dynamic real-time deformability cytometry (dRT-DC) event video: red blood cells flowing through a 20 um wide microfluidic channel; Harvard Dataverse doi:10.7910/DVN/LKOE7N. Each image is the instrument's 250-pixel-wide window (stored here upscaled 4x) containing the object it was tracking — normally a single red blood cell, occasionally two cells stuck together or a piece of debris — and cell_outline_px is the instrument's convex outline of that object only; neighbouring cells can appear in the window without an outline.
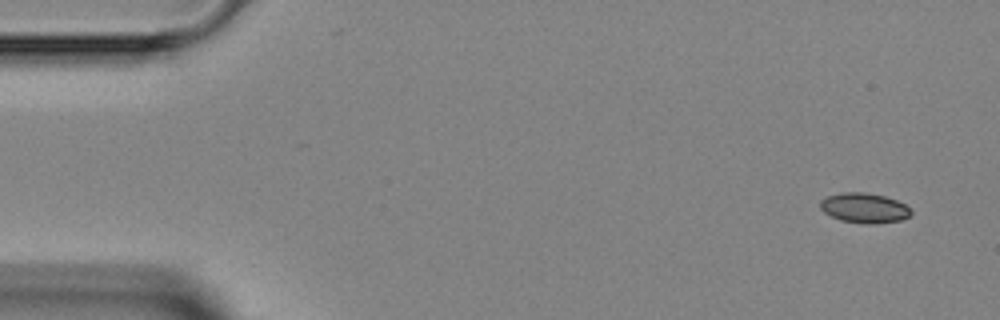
{"species": "Egyptian fruit bat (a non-hibernating species)", "species_latin": "Rousettus aegyptiacus", "temperature_condition": "room temperature", "stored_images_in_passage": 23, "camera_frame_rate_fps": 3000, "um_per_image_px": 0.085, "animal": {"sex": "female"}, "frame": {"image": 1, "passage_image": 1, "time_ms": 0.0, "image_size_px": [1000, 320], "cell_outline_px": [[912, 216], [900, 220], [876, 224], [868, 224], [840, 220], [824, 212], [820, 208], [820, 200], [824, 196], [844, 192], [864, 192], [884, 196], [896, 200], [912, 208]], "centroid_in_image_um": [73.48, 17.67], "position_along_channel_um": 11.5, "area_um2": 16.01}}
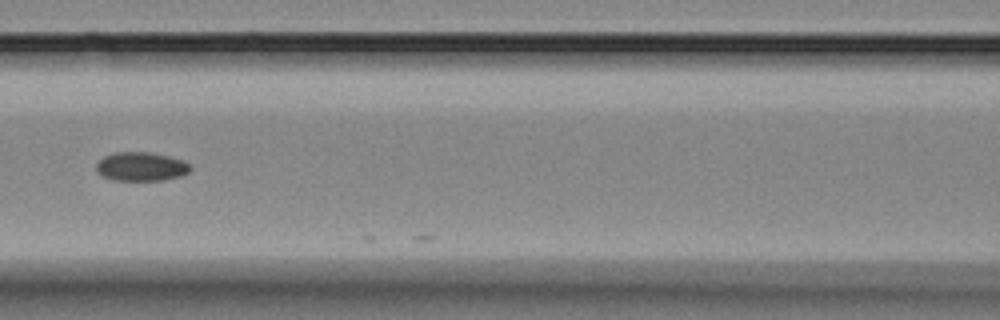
{"frame": {"image": 2, "passage_image": 19, "time_ms": 6.0, "image_size_px": [1000, 320], "cell_outline_px": [[192, 168], [188, 172], [180, 176], [164, 180], [112, 180], [100, 176], [96, 172], [96, 164], [104, 156], [116, 152], [148, 152], [168, 156], [180, 160], [188, 164]], "centroid_in_image_um": [11.94, 14.17], "position_along_channel_um": 154.7, "area_um2": 15.78}}
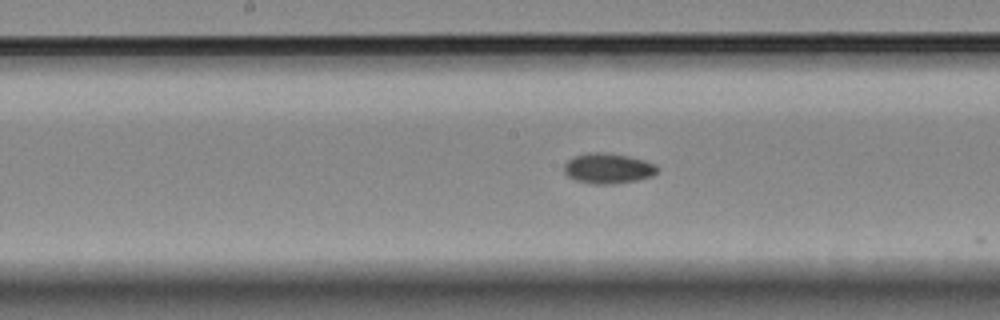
{"frame": {"image": 3, "passage_image": 22, "time_ms": 7.0, "image_size_px": [1000, 320], "cell_outline_px": [[660, 168], [652, 176], [636, 180], [612, 184], [592, 184], [576, 180], [568, 176], [564, 172], [564, 164], [568, 160], [576, 156], [588, 152], [604, 152], [628, 156], [644, 160], [656, 164]], "centroid_in_image_um": [51.69, 14.31], "position_along_channel_um": 196.5, "area_um2": 16.47}}